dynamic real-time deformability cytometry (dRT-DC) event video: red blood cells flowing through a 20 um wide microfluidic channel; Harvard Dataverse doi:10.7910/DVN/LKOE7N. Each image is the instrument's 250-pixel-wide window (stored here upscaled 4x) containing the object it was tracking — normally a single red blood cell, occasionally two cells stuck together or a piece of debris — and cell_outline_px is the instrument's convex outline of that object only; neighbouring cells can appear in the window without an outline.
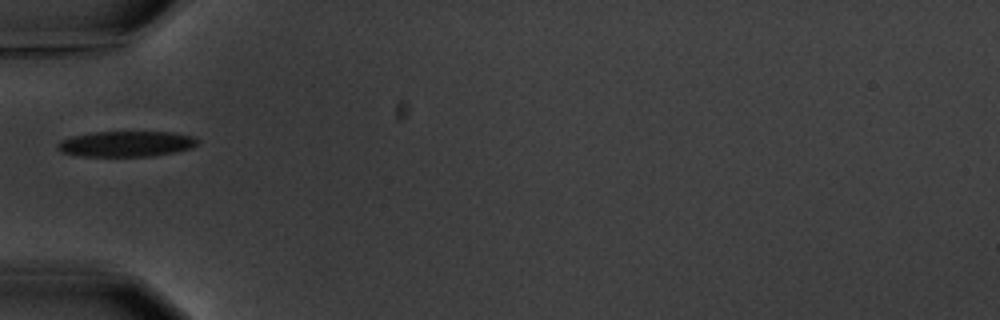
{"species": "common noctule bat (a hibernating species)", "species_latin": "Nyctalus noctula", "temperature_condition": "warm", "stored_images_in_passage": 2, "camera_frame_rate_fps": 3000, "um_per_image_px": 0.085, "animal": {"sex": "male", "body_mass_g": 20.1, "forearm_length_mm": 53.5}, "frame": {"image": 1, "passage_image": 1, "time_ms": 0.0, "image_size_px": [1000, 320], "cell_outline_px": [[200, 140], [192, 148], [176, 152], [152, 156], [80, 156], [60, 152], [56, 148], [56, 144], [60, 140], [72, 136], [92, 132], [172, 132], [196, 136]], "centroid_in_image_um": [10.73, 12.23], "position_along_channel_um": 74.3, "area_um2": 21.15}}